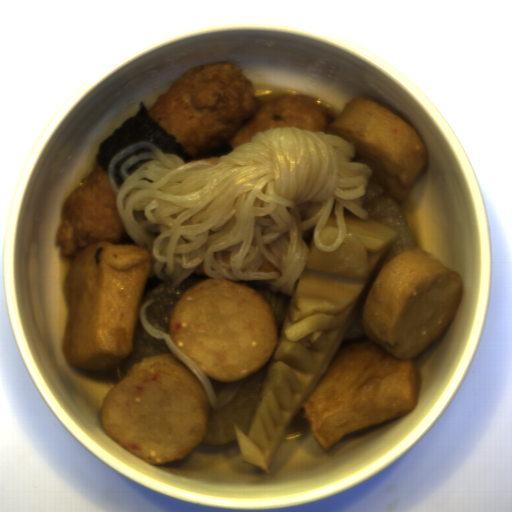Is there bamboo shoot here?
I'll use <instances>...</instances> for the list:
<instances>
[{"instance_id":"bamboo-shoot-2","label":"bamboo shoot","mask_w":512,"mask_h":512,"mask_svg":"<svg viewBox=\"0 0 512 512\" xmlns=\"http://www.w3.org/2000/svg\"><path fill=\"white\" fill-rule=\"evenodd\" d=\"M339 237V226L335 215L329 214L326 219L325 225L320 231L319 241L321 245L329 246L335 243Z\"/></svg>"},{"instance_id":"bamboo-shoot-1","label":"bamboo shoot","mask_w":512,"mask_h":512,"mask_svg":"<svg viewBox=\"0 0 512 512\" xmlns=\"http://www.w3.org/2000/svg\"><path fill=\"white\" fill-rule=\"evenodd\" d=\"M346 235L334 251L309 243L276 350L247 434L233 421L242 463L270 467L290 426L330 368L400 231L344 211Z\"/></svg>"}]
</instances>
